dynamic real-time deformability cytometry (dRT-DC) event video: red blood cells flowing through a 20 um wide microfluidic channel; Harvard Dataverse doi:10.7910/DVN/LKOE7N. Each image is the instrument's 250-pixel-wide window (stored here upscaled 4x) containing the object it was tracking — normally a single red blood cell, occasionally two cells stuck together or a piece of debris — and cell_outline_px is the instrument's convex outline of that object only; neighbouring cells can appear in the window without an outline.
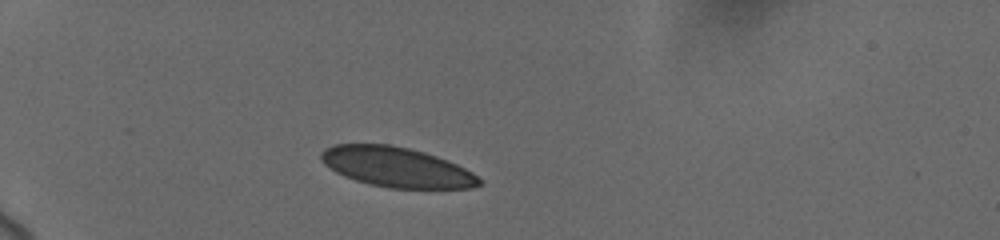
{"species": "human", "species_latin": "Homo sapiens", "temperature_condition": "cold", "stored_images_in_passage": 27, "camera_frame_rate_fps": 3000, "um_per_image_px": 0.085, "donor": {"sex": "female"}, "frame": {"image": 1, "passage_image": 1, "time_ms": 0.0, "image_size_px": [1000, 240], "cell_outline_px": [[484, 184], [472, 188], [388, 188], [368, 184], [344, 176], [336, 172], [324, 164], [320, 160], [320, 152], [324, 148], [332, 144], [388, 144], [408, 148], [424, 152], [436, 156], [456, 164], [472, 172], [484, 180]], "centroid_in_image_um": [33.7, 14.21], "position_along_channel_um": 51.3, "area_um2": 36.99}}
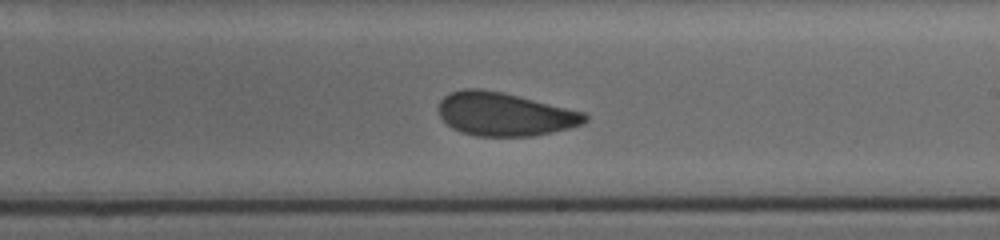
{"frame": {"image": 2, "passage_image": 10, "time_ms": 6.333, "image_size_px": [1000, 240], "cell_outline_px": [[588, 120], [580, 124], [568, 128], [552, 132], [532, 136], [476, 136], [460, 132], [452, 128], [440, 116], [436, 108], [440, 100], [444, 96], [452, 92], [464, 88], [480, 88], [504, 92], [584, 112], [588, 116]], "centroid_in_image_um": [42.85, 9.69], "position_along_channel_um": 246.2, "area_um2": 37.11}}
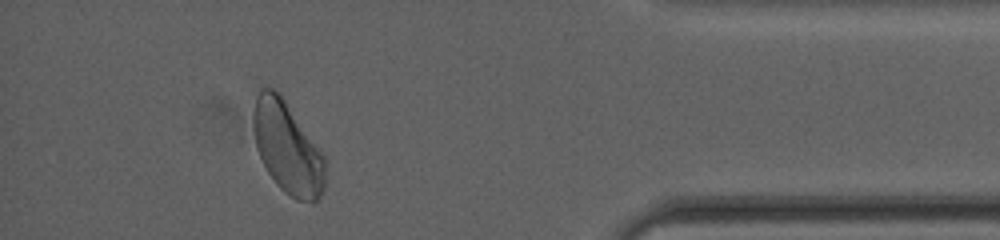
{"frame": {"image": 3, "passage_image": 23, "time_ms": 11.667, "image_size_px": [1000, 240], "cell_outline_px": [[324, 188], [320, 196], [312, 204], [296, 200], [284, 192], [276, 184], [268, 172], [256, 148], [252, 128], [252, 112], [256, 96], [260, 88], [272, 88], [280, 92], [324, 156]], "centroid_in_image_um": [24.4, 12.55], "position_along_channel_um": 410.8, "area_um2": 38.55}, "authors_computed_cell_mechanics": {"area_um2": 37.6856, "velocity_mm_per_s": 3.6798, "shape_relaxation_time_tau1_ms": 3.6093, "shape_relaxation_time_tau2_ms": 1.2347, "deformation_change_tau1": 0.0868, "deformation_change_tau2": 0.0225}}